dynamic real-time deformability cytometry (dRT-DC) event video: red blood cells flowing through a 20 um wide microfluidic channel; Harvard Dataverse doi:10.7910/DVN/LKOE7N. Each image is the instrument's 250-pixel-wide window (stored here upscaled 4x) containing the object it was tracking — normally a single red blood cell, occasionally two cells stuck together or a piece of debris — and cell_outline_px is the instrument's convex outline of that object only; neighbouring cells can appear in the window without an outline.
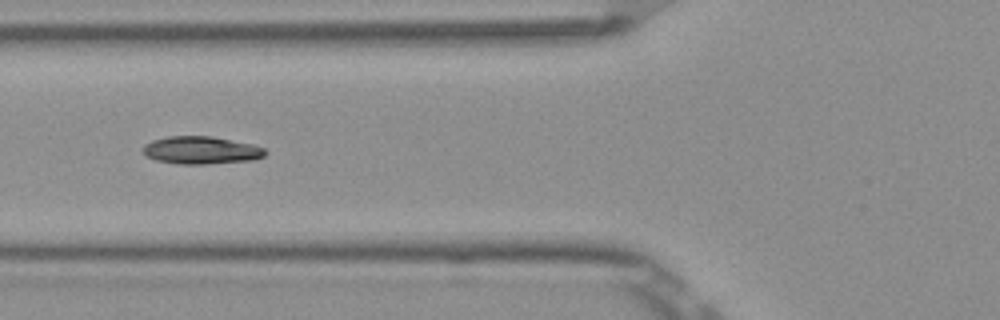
{"species": "Egyptian fruit bat (a non-hibernating species)", "species_latin": "Rousettus aegyptiacus", "temperature_condition": "room temperature", "stored_images_in_passage": 9, "camera_frame_rate_fps": 3000, "um_per_image_px": 0.085, "frame": {"image": 1, "passage_image": 7, "time_ms": 2.0, "image_size_px": [1000, 320], "cell_outline_px": [[268, 152], [264, 156], [252, 160], [204, 164], [176, 164], [156, 160], [140, 152], [144, 144], [152, 140], [168, 136], [212, 136], [252, 144], [264, 148]], "centroid_in_image_um": [17.07, 12.76], "position_along_channel_um": 108.7, "area_um2": 19.83}}
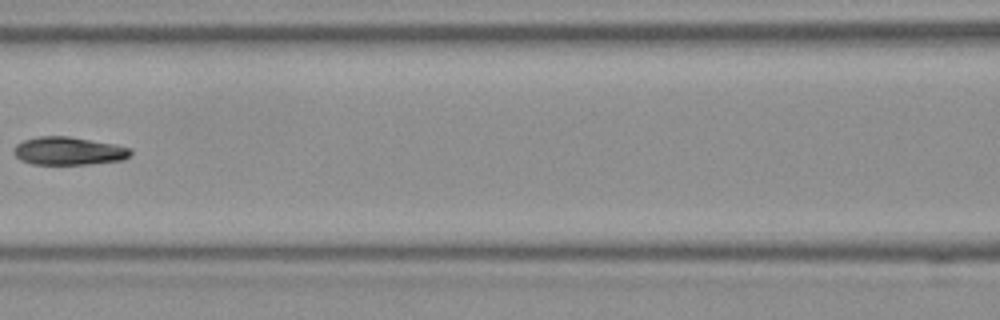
{"frame": {"image": 2, "passage_image": 8, "time_ms": 2.333, "image_size_px": [1000, 320], "cell_outline_px": [[132, 152], [124, 160], [88, 164], [32, 164], [20, 160], [12, 152], [16, 144], [24, 140], [40, 136], [68, 136], [116, 144], [132, 148]], "centroid_in_image_um": [5.84, 12.83], "position_along_channel_um": 160.8, "area_um2": 19.19}}
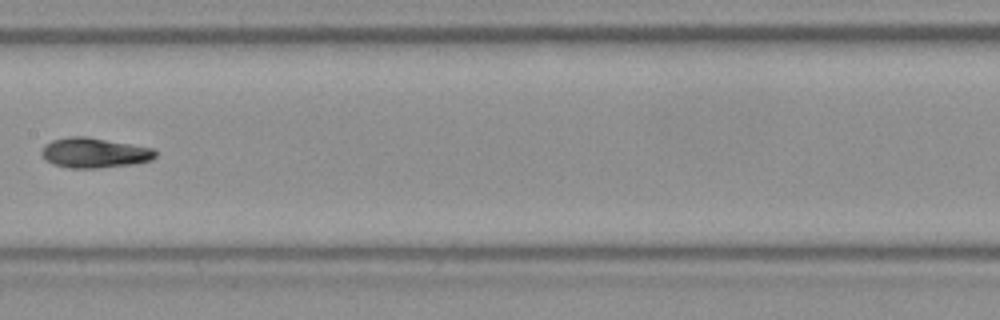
{"frame": {"image": 3, "passage_image": 9, "time_ms": 2.667, "image_size_px": [1000, 320], "cell_outline_px": [[156, 156], [152, 160], [136, 164], [96, 168], [68, 168], [52, 164], [44, 160], [40, 152], [44, 144], [52, 140], [68, 136], [88, 136], [152, 148], [156, 152]], "centroid_in_image_um": [7.98, 12.99], "position_along_channel_um": 199.4, "area_um2": 20.23}}